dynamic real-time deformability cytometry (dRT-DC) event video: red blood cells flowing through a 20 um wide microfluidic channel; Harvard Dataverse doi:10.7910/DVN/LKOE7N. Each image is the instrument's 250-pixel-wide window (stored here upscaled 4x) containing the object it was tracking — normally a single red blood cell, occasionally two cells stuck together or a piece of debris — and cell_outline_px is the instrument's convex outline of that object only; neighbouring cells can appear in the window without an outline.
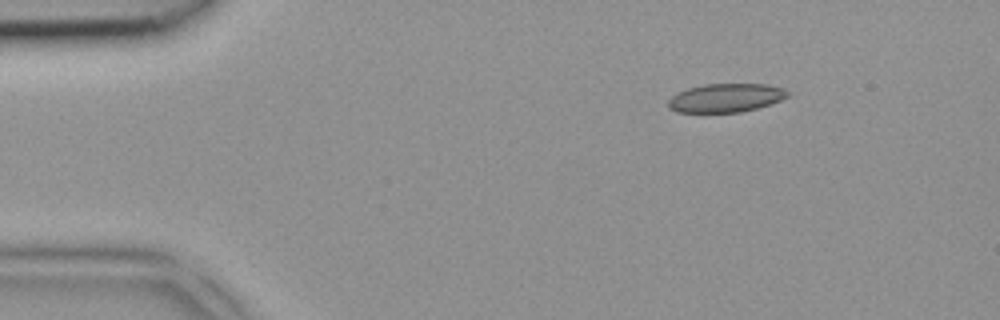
{"species": "common noctule bat (a hibernating species)", "species_latin": "Nyctalus noctula", "temperature_condition": "room temperature", "stored_images_in_passage": 4, "segment_of_instrument_passage": [2, 2], "camera_frame_rate_fps": 3000, "um_per_image_px": 0.085, "animal": {"sex": "female", "body_mass_g": 18.4}, "frame": {"image": 1, "passage_image": 4, "time_ms": 1.0, "image_size_px": [1000, 320], "cell_outline_px": [[788, 96], [780, 100], [756, 108], [740, 112], [676, 112], [668, 108], [668, 100], [676, 92], [688, 88], [704, 84], [768, 84], [784, 88], [788, 92]], "centroid_in_image_um": [61.65, 8.31], "position_along_channel_um": 23.3, "area_um2": 19.88}}